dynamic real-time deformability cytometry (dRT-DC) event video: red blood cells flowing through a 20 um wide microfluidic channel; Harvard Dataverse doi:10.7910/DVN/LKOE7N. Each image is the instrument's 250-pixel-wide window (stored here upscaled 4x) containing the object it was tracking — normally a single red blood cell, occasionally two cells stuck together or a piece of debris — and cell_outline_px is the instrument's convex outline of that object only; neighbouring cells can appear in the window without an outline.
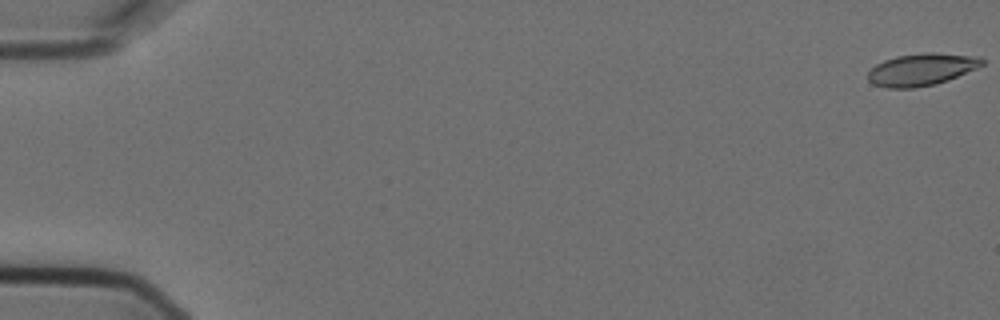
{"species": "Egyptian fruit bat (a non-hibernating species)", "species_latin": "Rousettus aegyptiacus", "temperature_condition": "cold", "stored_images_in_passage": 6, "camera_frame_rate_fps": 3000, "um_per_image_px": 0.085, "animal": {"sex": "female"}, "frame": {"image": 1, "passage_image": 1, "time_ms": 0.0, "image_size_px": [1000, 320], "cell_outline_px": [[984, 64], [976, 68], [948, 80], [936, 84], [916, 88], [884, 88], [872, 84], [868, 80], [868, 72], [876, 64], [884, 60], [896, 56], [928, 52], [932, 52], [980, 56], [984, 60]], "centroid_in_image_um": [78.32, 5.91], "position_along_channel_um": 6.7, "area_um2": 21.56}}
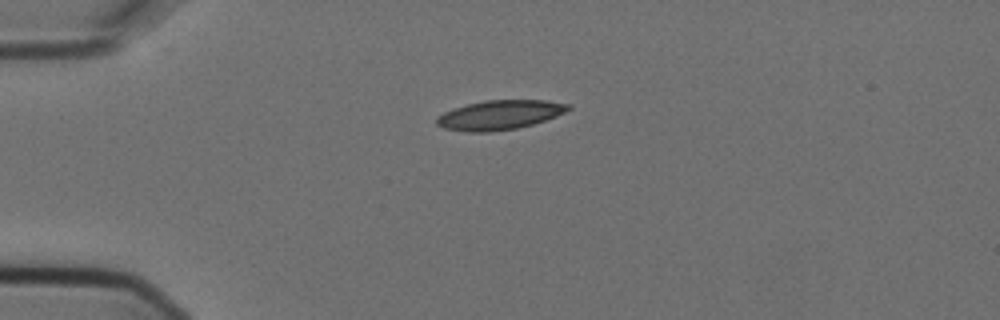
{"frame": {"image": 2, "passage_image": 5, "time_ms": 1.333, "image_size_px": [1000, 320], "cell_outline_px": [[572, 108], [556, 116], [532, 124], [516, 128], [492, 132], [468, 132], [444, 128], [436, 124], [436, 116], [452, 108], [484, 100], [544, 100], [572, 104]], "centroid_in_image_um": [42.45, 9.76], "position_along_channel_um": 42.5, "area_um2": 22.6}}
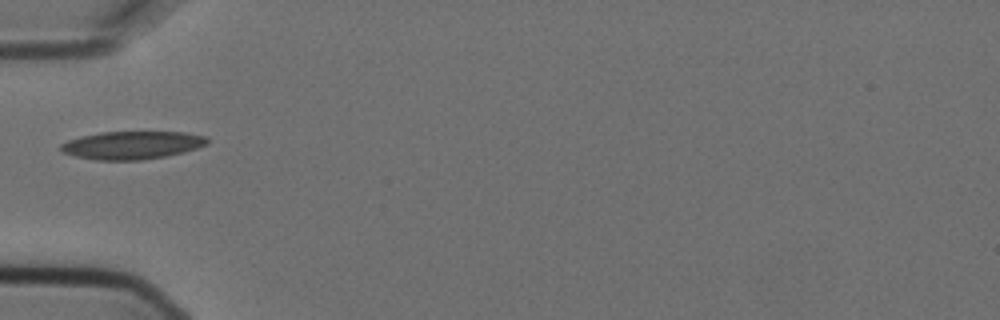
{"frame": {"image": 3, "passage_image": 6, "time_ms": 1.667, "image_size_px": [1000, 320], "cell_outline_px": [[208, 144], [184, 152], [164, 156], [140, 160], [96, 160], [76, 156], [64, 152], [60, 148], [60, 144], [68, 140], [80, 136], [100, 132], [184, 132], [208, 136]], "centroid_in_image_um": [11.24, 12.33], "position_along_channel_um": 73.8, "area_um2": 23.81}}